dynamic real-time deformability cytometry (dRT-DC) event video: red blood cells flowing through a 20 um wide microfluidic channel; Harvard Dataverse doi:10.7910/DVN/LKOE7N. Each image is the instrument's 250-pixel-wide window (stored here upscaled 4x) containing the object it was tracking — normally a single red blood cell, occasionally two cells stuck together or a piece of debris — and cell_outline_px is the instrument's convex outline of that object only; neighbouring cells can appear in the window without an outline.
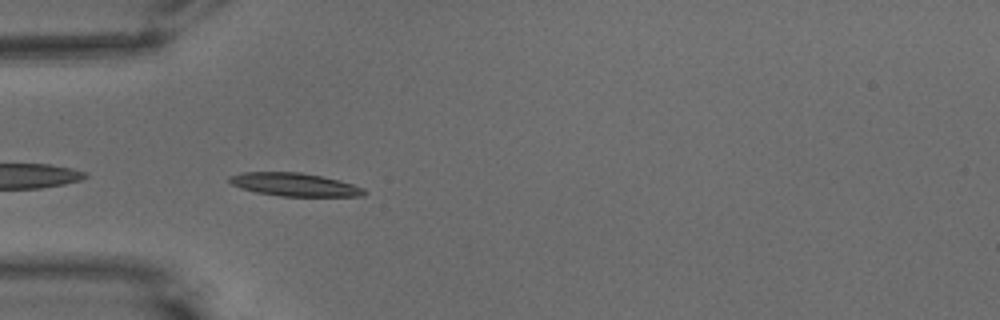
{"species": "common noctule bat (a hibernating species)", "species_latin": "Nyctalus noctula", "temperature_condition": "warm", "stored_images_in_passage": 41, "camera_frame_rate_fps": 3000, "um_per_image_px": 0.085, "animal": {"sex": "male", "body_mass_g": 15.6}, "frame": {"image": 1, "passage_image": 2, "time_ms": 0.333, "image_size_px": [1000, 320], "cell_outline_px": [[368, 192], [364, 196], [280, 196], [256, 192], [232, 184], [228, 180], [228, 176], [240, 172], [300, 172], [340, 180], [364, 188]], "centroid_in_image_um": [25.05, 15.68], "position_along_channel_um": 59.9, "area_um2": 18.15}}
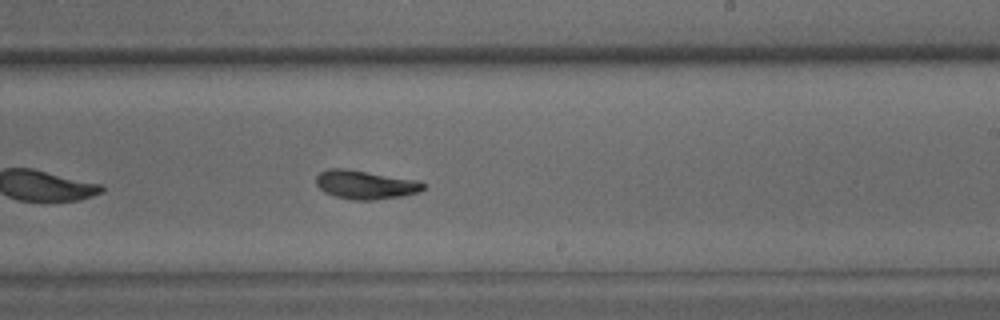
{"frame": {"image": 2, "passage_image": 19, "time_ms": 6.0, "image_size_px": [1000, 320], "cell_outline_px": [[424, 188], [420, 192], [400, 196], [376, 200], [352, 200], [336, 196], [324, 192], [316, 184], [316, 176], [320, 172], [328, 168], [348, 168], [420, 180], [424, 184]], "centroid_in_image_um": [31.06, 15.68], "position_along_channel_um": 257.9, "area_um2": 18.21}}
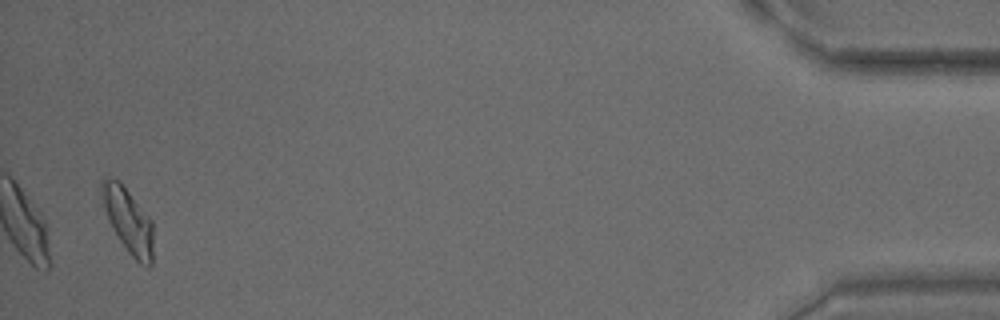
{"frame": {"image": 3, "passage_image": 40, "time_ms": 13.0, "image_size_px": [1000, 320], "cell_outline_px": [[152, 264], [148, 268], [140, 264], [128, 252], [112, 228], [104, 208], [100, 192], [100, 180], [120, 180], [152, 220]], "centroid_in_image_um": [10.9, 18.75], "position_along_channel_um": 424.3, "area_um2": 19.31}, "authors_computed_cell_mechanics": {"area_um2": 18.0336, "velocity_mm_per_s": 3.5426, "shape_relaxation_time_tau1_ms": 5.6392, "shape_relaxation_time_tau2_ms": 2.2268, "deformation_change_tau1": 0.1673, "deformation_change_tau2": 0.086}}